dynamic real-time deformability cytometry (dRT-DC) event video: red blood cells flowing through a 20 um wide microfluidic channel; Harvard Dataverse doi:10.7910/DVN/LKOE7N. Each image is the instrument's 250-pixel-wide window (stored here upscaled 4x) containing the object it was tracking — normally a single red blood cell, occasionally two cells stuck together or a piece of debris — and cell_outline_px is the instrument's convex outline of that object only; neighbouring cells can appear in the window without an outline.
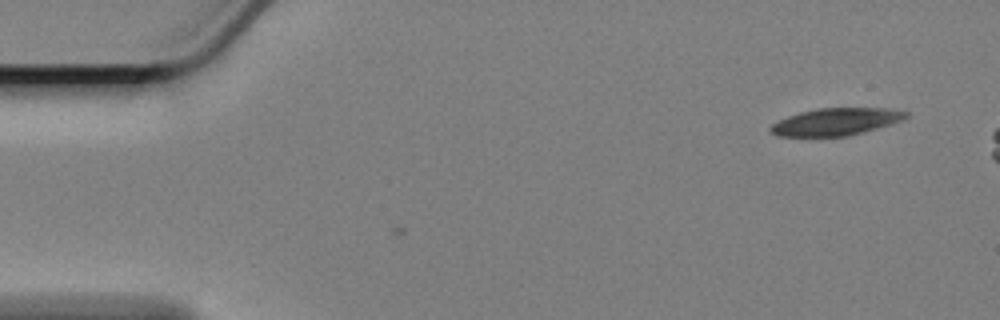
{"species": "Egyptian fruit bat (a non-hibernating species)", "species_latin": "Rousettus aegyptiacus", "temperature_condition": "cold", "stored_images_in_passage": 3, "camera_frame_rate_fps": 3000, "um_per_image_px": 0.085, "animal": {"sex": "female"}, "frame": {"image": 1, "passage_image": 3, "time_ms": 0.667, "image_size_px": [1000, 320], "cell_outline_px": [[908, 116], [904, 120], [892, 124], [848, 136], [776, 136], [768, 132], [768, 128], [776, 120], [800, 112], [816, 108], [888, 108], [908, 112]], "centroid_in_image_um": [71.02, 10.35], "position_along_channel_um": 14.0, "area_um2": 21.73}}